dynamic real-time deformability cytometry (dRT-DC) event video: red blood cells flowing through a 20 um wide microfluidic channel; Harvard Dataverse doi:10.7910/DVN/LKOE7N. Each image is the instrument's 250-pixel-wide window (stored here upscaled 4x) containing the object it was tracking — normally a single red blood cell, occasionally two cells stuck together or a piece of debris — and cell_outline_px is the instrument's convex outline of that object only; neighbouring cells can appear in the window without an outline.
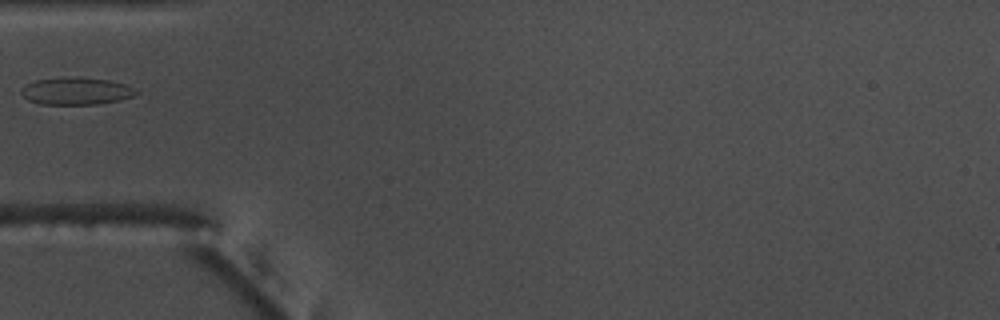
{"species": "common noctule bat (a hibernating species)", "species_latin": "Nyctalus noctula", "temperature_condition": "warm", "stored_images_in_passage": 32, "camera_frame_rate_fps": 3000, "um_per_image_px": 0.085, "animal": {"sex": "male", "body_mass_g": 17.5, "forearm_length_mm": 52.3}, "frame": {"image": 1, "passage_image": 1, "time_ms": 0.0, "image_size_px": [1000, 320], "cell_outline_px": [[140, 92], [132, 96], [120, 100], [100, 104], [40, 104], [28, 100], [20, 92], [20, 88], [36, 80], [108, 80], [128, 84], [136, 88]], "centroid_in_image_um": [6.54, 7.8], "position_along_channel_um": 78.5, "area_um2": 17.4}}
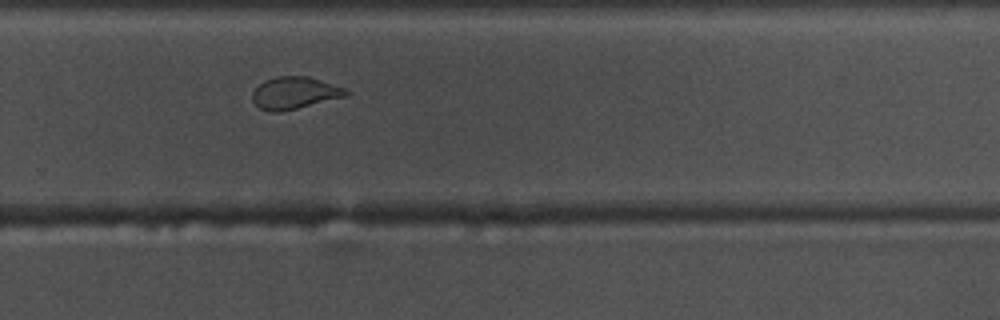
{"frame": {"image": 2, "passage_image": 19, "time_ms": 6.0, "image_size_px": [1000, 320], "cell_outline_px": [[352, 92], [344, 96], [280, 112], [268, 112], [260, 108], [252, 100], [252, 92], [264, 80], [276, 76], [308, 76], [344, 88]], "centroid_in_image_um": [24.99, 7.89], "position_along_channel_um": 304.8, "area_um2": 17.28}}
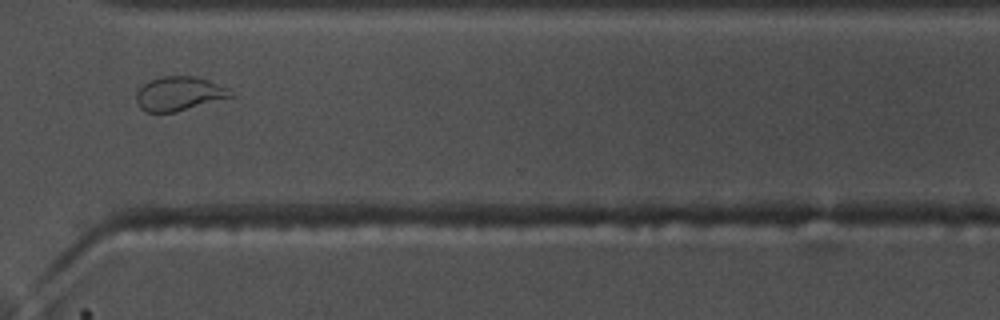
{"frame": {"image": 3, "passage_image": 23, "time_ms": 7.333, "image_size_px": [1000, 320], "cell_outline_px": [[232, 96], [176, 112], [144, 112], [136, 104], [136, 92], [148, 80], [160, 76], [196, 76], [208, 80], [228, 88], [232, 92]], "centroid_in_image_um": [15.16, 7.95], "position_along_channel_um": 355.4, "area_um2": 18.73}}